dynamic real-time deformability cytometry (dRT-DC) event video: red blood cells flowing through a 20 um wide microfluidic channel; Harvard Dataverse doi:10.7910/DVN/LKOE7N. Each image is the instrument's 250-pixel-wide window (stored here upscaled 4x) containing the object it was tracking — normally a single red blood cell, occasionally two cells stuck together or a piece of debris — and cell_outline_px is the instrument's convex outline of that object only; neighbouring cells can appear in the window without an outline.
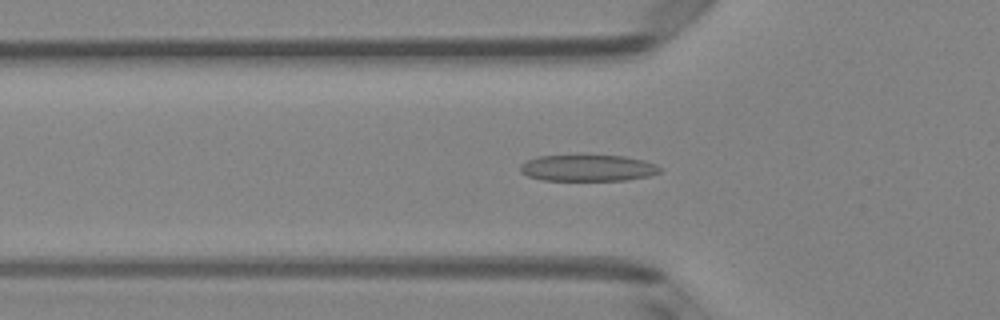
{"species": "Egyptian fruit bat (a non-hibernating species)", "species_latin": "Rousettus aegyptiacus", "temperature_condition": "room temperature", "stored_images_in_passage": 49, "camera_frame_rate_fps": 3000, "um_per_image_px": 0.085, "animal": {"sex": "female"}, "frame": {"image": 1, "passage_image": 16, "time_ms": 5.0, "image_size_px": [1000, 320], "cell_outline_px": [[660, 172], [648, 176], [628, 180], [544, 180], [528, 176], [520, 172], [520, 164], [536, 156], [624, 156], [644, 160], [656, 164], [660, 168]], "centroid_in_image_um": [49.96, 14.28], "position_along_channel_um": 75.8, "area_um2": 21.33}}
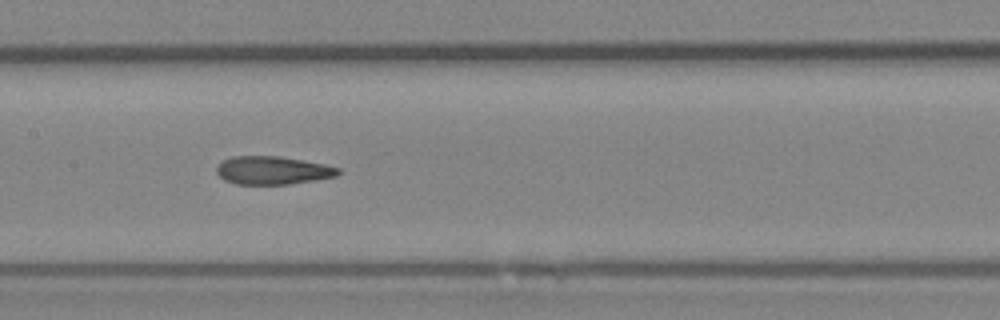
{"frame": {"image": 2, "passage_image": 24, "time_ms": 7.667, "image_size_px": [1000, 320], "cell_outline_px": [[340, 172], [336, 176], [316, 180], [288, 184], [236, 184], [224, 180], [216, 172], [216, 164], [232, 156], [280, 156], [324, 164], [340, 168]], "centroid_in_image_um": [23.15, 14.48], "position_along_channel_um": 184.2, "area_um2": 20.0}}
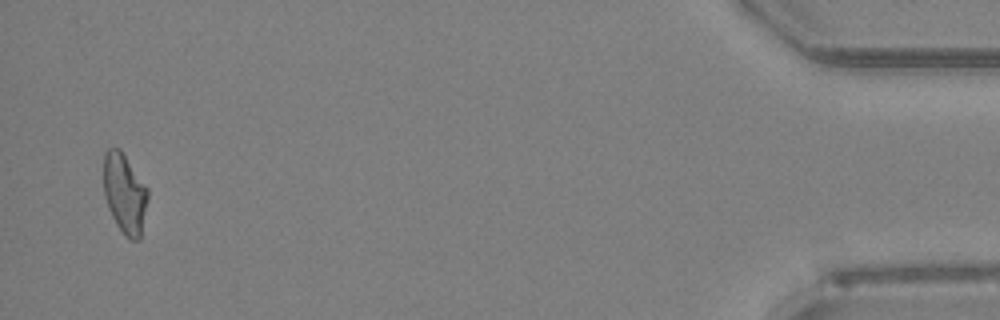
{"frame": {"image": 3, "passage_image": 48, "time_ms": 15.667, "image_size_px": [1000, 320], "cell_outline_px": [[148, 196], [140, 240], [132, 240], [124, 236], [116, 224], [108, 208], [104, 196], [104, 152], [108, 148], [120, 148], [148, 188]], "centroid_in_image_um": [10.59, 16.45], "position_along_channel_um": 424.6, "area_um2": 20.69}, "authors_computed_cell_mechanics": {"area_um2": 20.6924, "velocity_mm_per_s": 4.0663, "shape_relaxation_time_tau1_ms": 5.991, "shape_relaxation_time_tau2_ms": 2.3029, "deformation_change_tau1": 0.1918, "deformation_change_tau2": 0.1223}}